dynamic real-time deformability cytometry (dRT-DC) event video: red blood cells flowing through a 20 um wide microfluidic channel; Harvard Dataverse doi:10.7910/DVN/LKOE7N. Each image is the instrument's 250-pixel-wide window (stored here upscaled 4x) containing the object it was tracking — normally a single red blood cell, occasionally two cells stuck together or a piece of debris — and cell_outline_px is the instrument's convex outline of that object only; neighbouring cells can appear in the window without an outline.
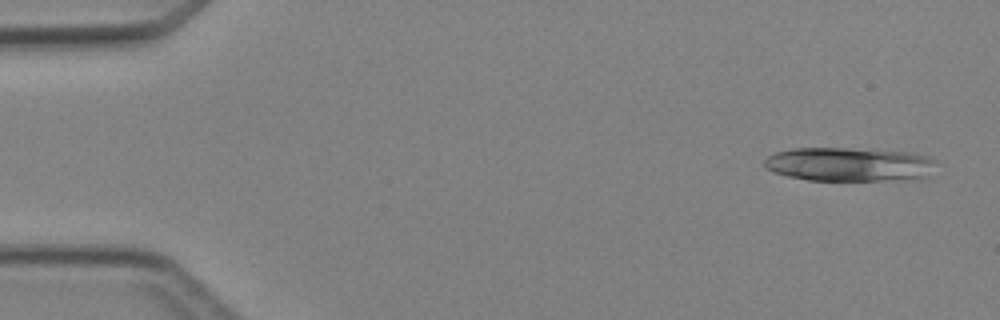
{"species": "Egyptian fruit bat (a non-hibernating species)", "species_latin": "Rousettus aegyptiacus", "temperature_condition": "cold", "stored_images_in_passage": 4, "camera_frame_rate_fps": 3000, "um_per_image_px": 0.085, "animal": {"sex": "female"}, "frame": {"image": 1, "passage_image": 1, "time_ms": 0.0, "image_size_px": [1000, 320], "cell_outline_px": [[936, 160], [928, 176], [920, 180], [808, 180], [788, 176], [772, 172], [764, 168], [764, 160], [768, 156], [776, 152], [792, 148], [848, 148], [912, 152], [928, 156]], "centroid_in_image_um": [72.2, 13.97], "position_along_channel_um": 12.8, "area_um2": 34.33}}
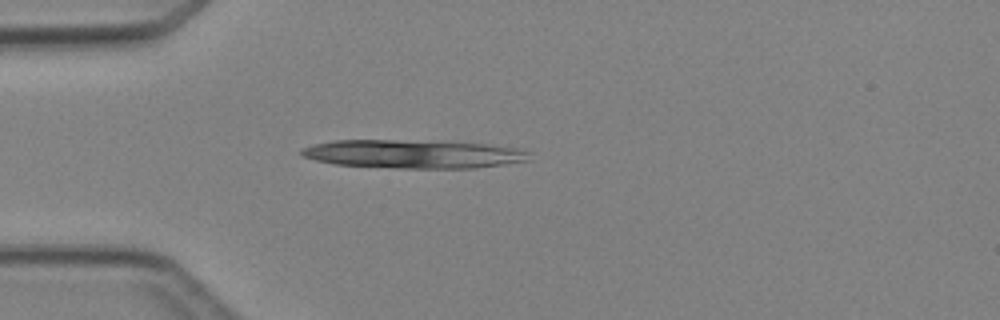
{"frame": {"image": 2, "passage_image": 4, "time_ms": 3.333, "image_size_px": [1000, 320], "cell_outline_px": [[532, 152], [528, 160], [504, 164], [476, 168], [396, 168], [336, 164], [316, 160], [304, 156], [300, 152], [300, 148], [312, 144], [336, 140], [452, 140], [520, 148]], "centroid_in_image_um": [35.2, 13.07], "position_along_channel_um": 49.8, "area_um2": 38.44}}